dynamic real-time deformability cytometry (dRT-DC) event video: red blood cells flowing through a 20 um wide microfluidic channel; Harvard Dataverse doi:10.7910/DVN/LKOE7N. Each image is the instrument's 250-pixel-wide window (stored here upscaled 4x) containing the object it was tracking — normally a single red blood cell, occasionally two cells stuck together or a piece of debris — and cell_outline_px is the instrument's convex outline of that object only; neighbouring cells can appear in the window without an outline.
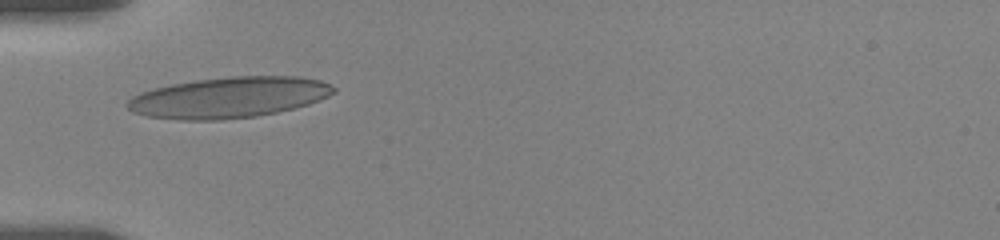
{"species": "human", "species_latin": "Homo sapiens", "temperature_condition": "room temperature", "stored_images_in_passage": 2, "camera_frame_rate_fps": 3000, "um_per_image_px": 0.085, "donor": {"sex": "female"}, "frame": {"image": 1, "passage_image": 1, "time_ms": 0.0, "image_size_px": [1000, 240], "cell_outline_px": [[336, 92], [320, 100], [308, 104], [276, 112], [256, 116], [220, 120], [180, 120], [148, 116], [132, 112], [124, 104], [132, 96], [140, 92], [172, 84], [196, 80], [232, 76], [300, 76], [320, 80], [336, 88]], "centroid_in_image_um": [19.45, 8.28], "position_along_channel_um": 65.6, "area_um2": 49.07}}